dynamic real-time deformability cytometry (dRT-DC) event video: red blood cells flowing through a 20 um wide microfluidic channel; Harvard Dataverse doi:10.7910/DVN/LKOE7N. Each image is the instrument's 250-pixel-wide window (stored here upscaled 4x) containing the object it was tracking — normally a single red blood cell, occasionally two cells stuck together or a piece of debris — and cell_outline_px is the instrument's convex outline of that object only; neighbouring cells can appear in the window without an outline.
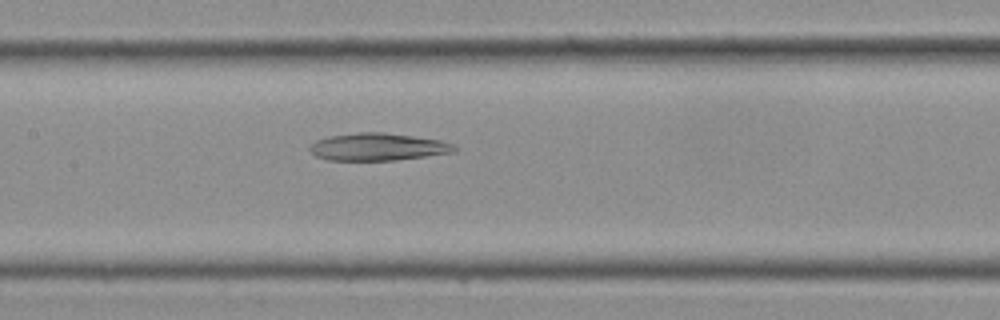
{"species": "Egyptian fruit bat (a non-hibernating species)", "species_latin": "Rousettus aegyptiacus", "temperature_condition": "cold", "stored_images_in_passage": 15, "camera_frame_rate_fps": 3000, "um_per_image_px": 0.085, "frame": {"image": 1, "passage_image": 13, "time_ms": 4.0, "image_size_px": [1000, 320], "cell_outline_px": [[456, 152], [396, 160], [328, 160], [316, 156], [308, 148], [316, 140], [328, 136], [356, 132], [384, 132], [440, 140], [452, 144], [456, 148]], "centroid_in_image_um": [32.1, 12.48], "position_along_channel_um": 175.3, "area_um2": 23.06}}
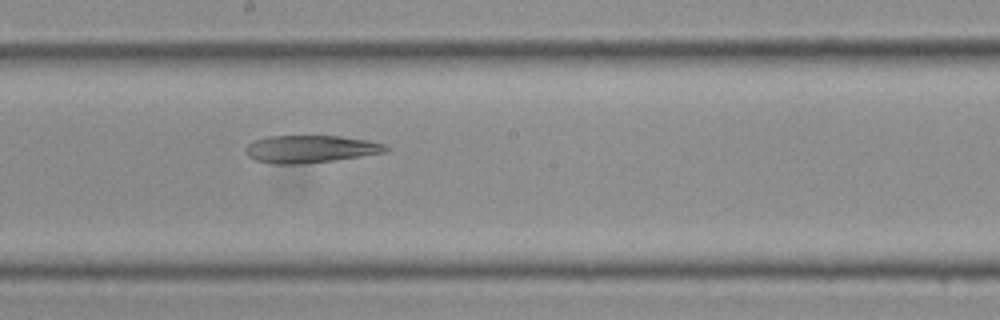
{"frame": {"image": 2, "passage_image": 15, "time_ms": 4.667, "image_size_px": [1000, 320], "cell_outline_px": [[388, 152], [332, 160], [296, 164], [276, 164], [256, 160], [248, 156], [244, 152], [244, 148], [248, 144], [256, 140], [268, 136], [340, 136], [368, 140], [384, 144], [388, 148]], "centroid_in_image_um": [26.37, 12.66], "position_along_channel_um": 221.8, "area_um2": 22.25}}